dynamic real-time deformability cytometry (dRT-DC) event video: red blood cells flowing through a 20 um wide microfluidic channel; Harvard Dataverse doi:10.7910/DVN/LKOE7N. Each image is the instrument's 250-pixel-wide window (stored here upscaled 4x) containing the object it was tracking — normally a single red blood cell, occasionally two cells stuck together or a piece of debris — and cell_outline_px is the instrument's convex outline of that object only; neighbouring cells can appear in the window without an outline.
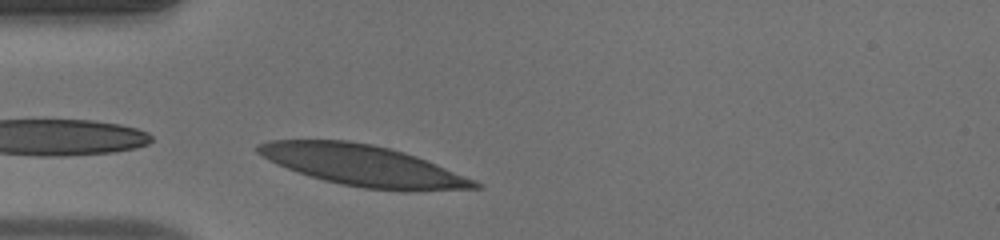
{"species": "human", "species_latin": "Homo sapiens", "temperature_condition": "warm", "stored_images_in_passage": 27, "camera_frame_rate_fps": 3000, "um_per_image_px": 0.085, "donor": {"sex": "male"}, "frame": {"image": 1, "passage_image": 1, "time_ms": 0.0, "image_size_px": [1000, 240], "cell_outline_px": [[484, 188], [416, 192], [404, 192], [364, 188], [340, 184], [324, 180], [276, 164], [256, 152], [256, 144], [268, 140], [348, 140], [372, 144], [404, 152], [416, 156], [476, 180], [484, 184]], "centroid_in_image_um": [30.93, 14.09], "position_along_channel_um": 54.1, "area_um2": 51.9}}
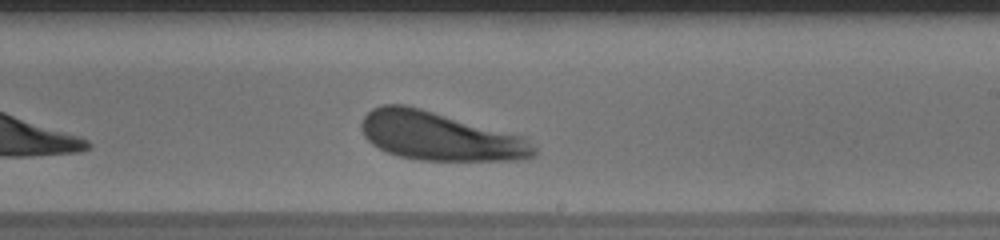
{"frame": {"image": 2, "passage_image": 16, "time_ms": 5.0, "image_size_px": [1000, 240], "cell_outline_px": [[536, 156], [520, 160], [416, 160], [400, 156], [388, 152], [372, 144], [364, 136], [360, 124], [364, 116], [372, 108], [380, 104], [404, 104], [420, 108], [524, 136], [536, 148]], "centroid_in_image_um": [37.38, 11.58], "position_along_channel_um": 251.6, "area_um2": 48.73}}
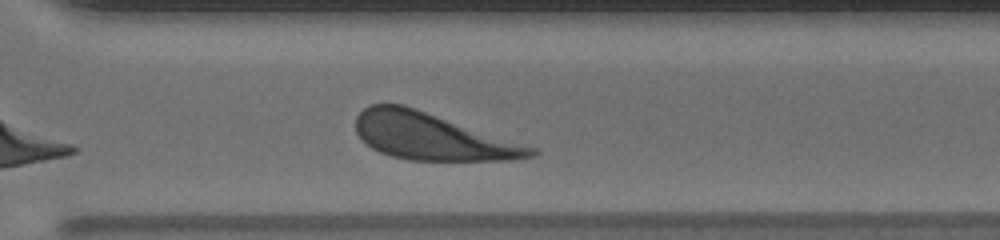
{"frame": {"image": 3, "passage_image": 22, "time_ms": 7.0, "image_size_px": [1000, 240], "cell_outline_px": [[540, 152], [536, 156], [512, 160], [408, 160], [392, 156], [380, 152], [372, 148], [356, 132], [356, 116], [368, 104], [404, 104], [540, 148]], "centroid_in_image_um": [36.8, 11.6], "position_along_channel_um": 333.8, "area_um2": 48.15}, "authors_computed_cell_mechanics": {"area_um2": 48.9566, "velocity_mm_per_s": 4.1165, "shape_relaxation_time_tau1_ms": 2.8432, "shape_relaxation_time_tau2_ms": null, "deformation_change_tau1": 0.1589, "deformation_change_tau2": null}}